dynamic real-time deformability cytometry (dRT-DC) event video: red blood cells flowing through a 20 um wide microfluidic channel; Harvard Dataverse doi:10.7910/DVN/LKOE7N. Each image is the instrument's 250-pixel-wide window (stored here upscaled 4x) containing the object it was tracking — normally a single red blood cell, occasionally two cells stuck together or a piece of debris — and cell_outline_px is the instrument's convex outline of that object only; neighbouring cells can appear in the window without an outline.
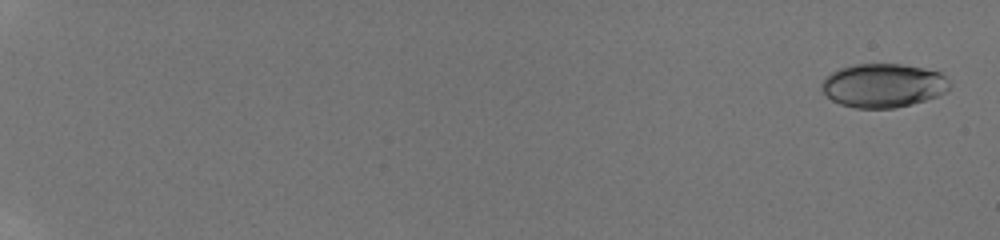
{"species": "human", "species_latin": "Homo sapiens", "temperature_condition": "room temperature", "stored_images_in_passage": 21, "camera_frame_rate_fps": 3000, "um_per_image_px": 0.085, "donor": {"sex": "male"}, "frame": {"image": 1, "passage_image": 1, "time_ms": 0.0, "image_size_px": [1000, 240], "cell_outline_px": [[948, 92], [912, 104], [896, 108], [856, 108], [840, 104], [832, 100], [820, 88], [820, 84], [824, 76], [840, 68], [852, 64], [900, 64], [924, 68], [940, 72], [948, 80]], "centroid_in_image_um": [75.04, 7.26], "position_along_channel_um": 10.0, "area_um2": 32.77}}
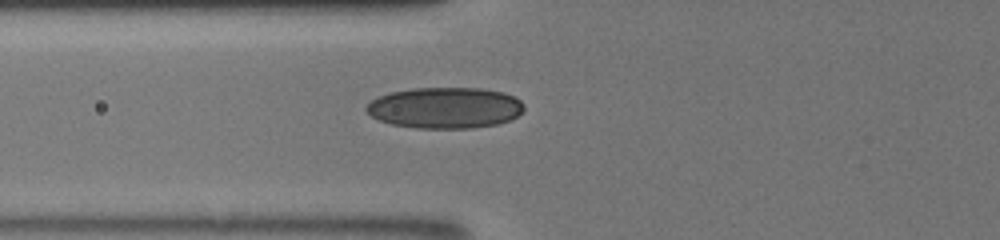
{"frame": {"image": 2, "passage_image": 12, "time_ms": 7.667, "image_size_px": [1000, 240], "cell_outline_px": [[524, 108], [516, 116], [508, 120], [496, 124], [472, 128], [416, 128], [392, 124], [380, 120], [372, 116], [364, 108], [372, 100], [380, 96], [392, 92], [412, 88], [480, 88], [504, 92], [520, 100], [524, 104]], "centroid_in_image_um": [37.83, 9.16], "position_along_channel_um": 88.0, "area_um2": 37.51}}
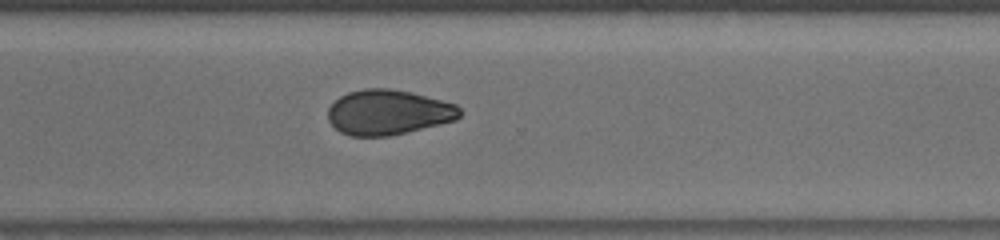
{"frame": {"image": 3, "passage_image": 21, "time_ms": 13.667, "image_size_px": [1000, 240], "cell_outline_px": [[460, 116], [456, 120], [388, 136], [348, 136], [340, 132], [328, 120], [328, 108], [340, 96], [348, 92], [364, 88], [388, 88], [408, 92], [456, 104], [460, 108]], "centroid_in_image_um": [32.96, 9.55], "position_along_channel_um": 337.6, "area_um2": 34.28}}